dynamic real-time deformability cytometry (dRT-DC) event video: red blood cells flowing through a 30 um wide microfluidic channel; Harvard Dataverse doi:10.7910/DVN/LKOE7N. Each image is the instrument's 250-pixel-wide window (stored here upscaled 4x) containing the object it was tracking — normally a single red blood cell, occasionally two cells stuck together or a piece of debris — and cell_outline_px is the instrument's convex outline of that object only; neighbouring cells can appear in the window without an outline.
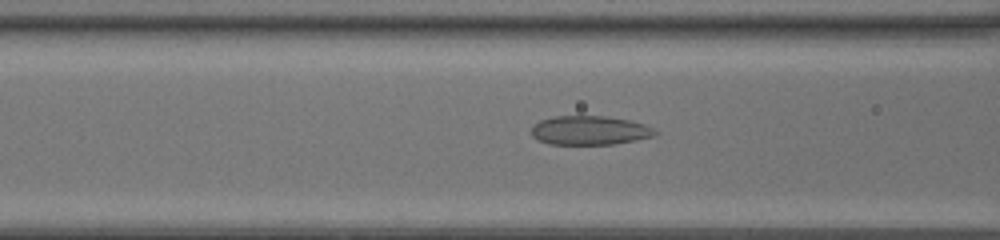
{"species": "common noctule bat (a hibernating species)", "species_latin": "Nyctalus noctula", "temperature_condition": "room temperature", "stored_images_in_passage": 31, "camera_frame_rate_fps": 3000, "um_per_image_px": 0.085, "animal": {"sex": "female", "body_mass_g": 20.0, "forearm_length_mm": 54.0}, "frame": {"image": 1, "passage_image": 4, "time_ms": 1.0, "image_size_px": [1000, 240], "cell_outline_px": [[660, 132], [652, 136], [636, 140], [612, 144], [548, 144], [536, 140], [532, 136], [532, 128], [540, 120], [552, 116], [608, 116], [628, 120], [644, 124]], "centroid_in_image_um": [50.1, 11.08], "position_along_channel_um": 116.5, "area_um2": 20.92}}
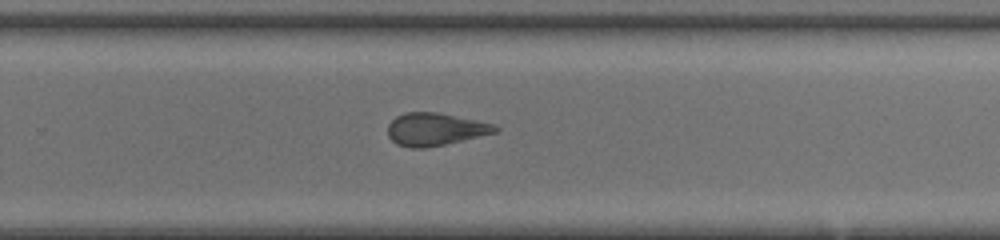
{"frame": {"image": 2, "passage_image": 16, "time_ms": 5.0, "image_size_px": [1000, 240], "cell_outline_px": [[500, 128], [496, 132], [444, 144], [424, 148], [412, 148], [396, 144], [388, 136], [388, 124], [396, 116], [404, 112], [436, 112], [496, 124]], "centroid_in_image_um": [36.97, 10.98], "position_along_channel_um": 292.8, "area_um2": 20.29}}
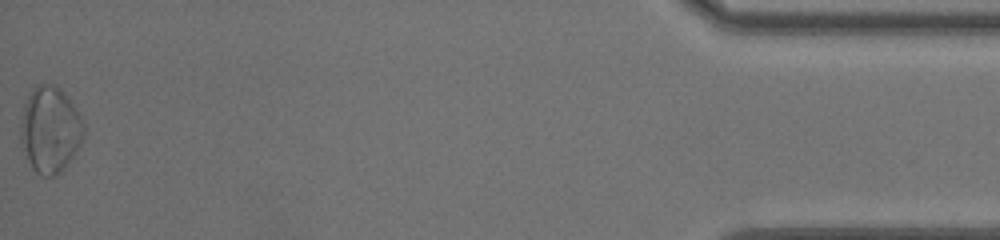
{"frame": {"image": 3, "passage_image": 31, "time_ms": 10.0, "image_size_px": [1000, 240], "cell_outline_px": [[84, 136], [80, 144], [64, 168], [60, 172], [52, 176], [40, 176], [32, 168], [28, 160], [20, 140], [20, 120], [24, 104], [32, 88], [40, 84], [52, 84], [60, 88], [64, 92], [84, 120]], "centroid_in_image_um": [4.25, 11.0], "position_along_channel_um": 431.0, "area_um2": 31.73}, "authors_computed_cell_mechanics": {"area_um2": 20.9236, "velocity_mm_per_s": 4.4132, "shape_relaxation_time_tau1_ms": null, "shape_relaxation_time_tau2_ms": 1.656, "deformation_change_tau1": null, "deformation_change_tau2": 0.1039}}